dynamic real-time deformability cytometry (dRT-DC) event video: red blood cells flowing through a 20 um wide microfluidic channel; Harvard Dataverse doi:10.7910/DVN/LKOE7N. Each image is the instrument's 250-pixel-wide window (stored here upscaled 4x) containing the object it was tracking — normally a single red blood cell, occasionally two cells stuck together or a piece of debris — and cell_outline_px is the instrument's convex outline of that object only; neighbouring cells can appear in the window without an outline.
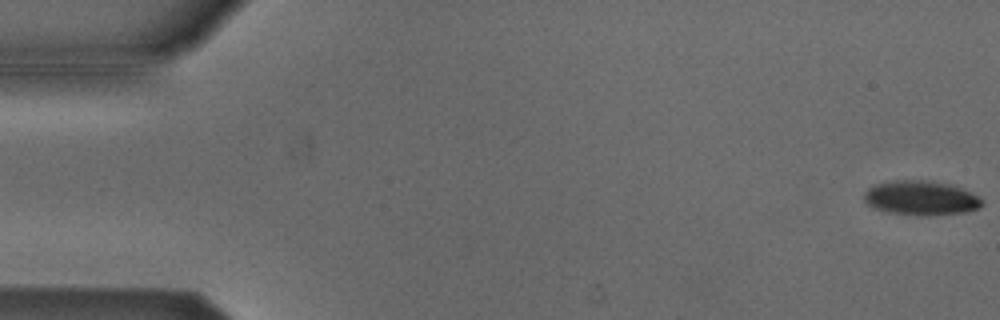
{"species": "Egyptian fruit bat (a non-hibernating species)", "species_latin": "Rousettus aegyptiacus", "temperature_condition": "cold", "stored_images_in_passage": 53, "camera_frame_rate_fps": 3000, "um_per_image_px": 0.085, "animal": {"sex": "male"}, "frame": {"image": 1, "passage_image": 1, "time_ms": 0.0, "image_size_px": [1000, 320], "cell_outline_px": [[984, 204], [976, 208], [964, 212], [924, 216], [920, 216], [888, 212], [872, 208], [864, 200], [864, 192], [872, 184], [896, 180], [924, 180], [948, 184], [972, 192], [980, 196], [984, 200]], "centroid_in_image_um": [78.26, 16.83], "position_along_channel_um": 6.7, "area_um2": 23.81}}
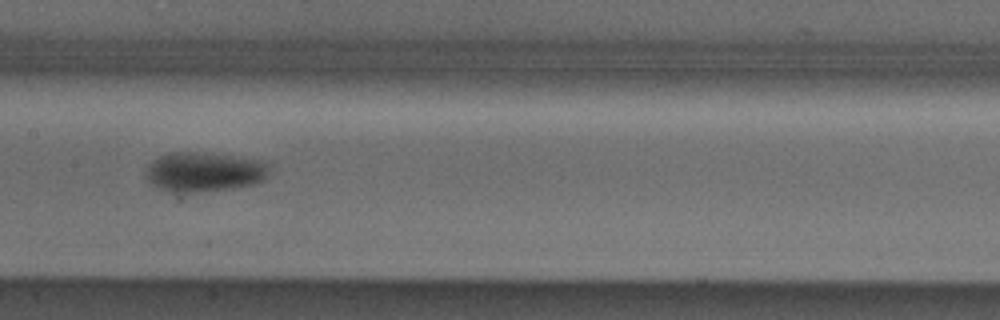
{"frame": {"image": 2, "passage_image": 27, "time_ms": 8.667, "image_size_px": [1000, 320], "cell_outline_px": [[268, 176], [264, 180], [256, 184], [232, 188], [192, 192], [168, 192], [152, 184], [144, 176], [144, 172], [148, 164], [152, 160], [168, 152], [196, 152], [264, 160], [268, 164]], "centroid_in_image_um": [17.33, 14.61], "position_along_channel_um": 190.1, "area_um2": 28.61}}
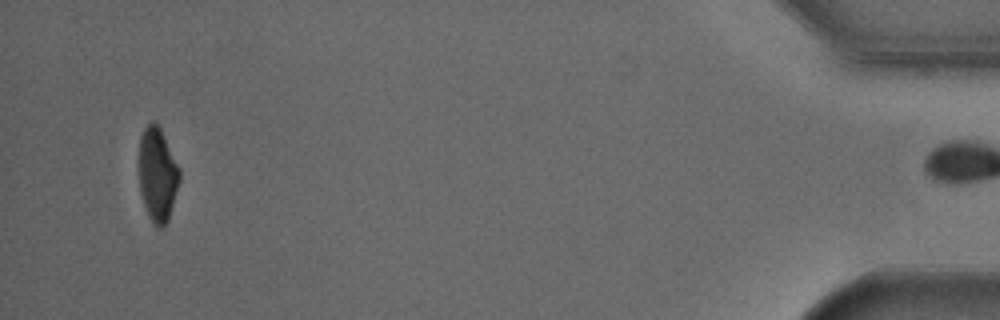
{"frame": {"image": 3, "passage_image": 52, "time_ms": 17.0, "image_size_px": [1000, 320], "cell_outline_px": [[180, 180], [168, 220], [160, 228], [156, 228], [148, 216], [140, 192], [140, 136], [144, 128], [152, 120], [160, 128], [180, 168]], "centroid_in_image_um": [13.4, 14.85], "position_along_channel_um": 421.8, "area_um2": 21.96}, "authors_computed_cell_mechanics": {"area_um2": 25.9522, "velocity_mm_per_s": 3.805, "shape_relaxation_time_tau1_ms": 4.454, "shape_relaxation_time_tau2_ms": null, "deformation_change_tau1": 0.12, "deformation_change_tau2": null}}